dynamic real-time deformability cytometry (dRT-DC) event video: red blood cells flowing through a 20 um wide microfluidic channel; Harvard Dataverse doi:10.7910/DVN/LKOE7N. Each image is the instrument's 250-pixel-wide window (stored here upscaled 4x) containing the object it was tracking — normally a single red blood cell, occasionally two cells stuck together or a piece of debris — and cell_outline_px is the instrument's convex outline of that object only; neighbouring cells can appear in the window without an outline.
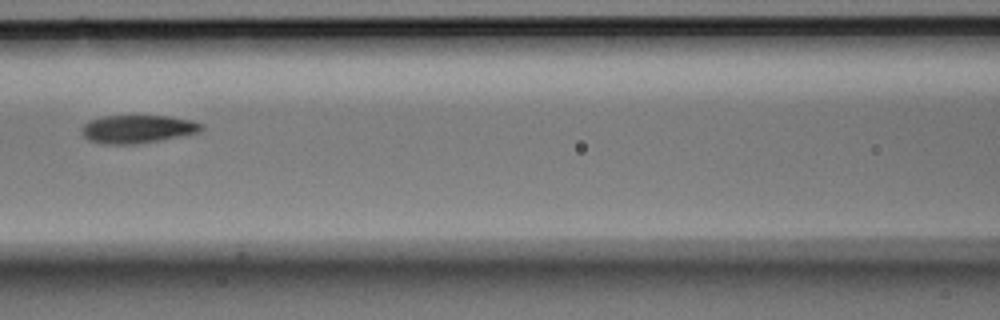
{"species": "Egyptian fruit bat (a non-hibernating species)", "species_latin": "Rousettus aegyptiacus", "temperature_condition": "room temperature", "stored_images_in_passage": 9, "camera_frame_rate_fps": 3000, "um_per_image_px": 0.085, "animal": {"sex": "male"}, "frame": {"image": 1, "passage_image": 6, "time_ms": 1.667, "image_size_px": [1000, 320], "cell_outline_px": [[204, 128], [200, 132], [160, 140], [132, 144], [104, 144], [88, 140], [80, 132], [80, 128], [84, 124], [92, 120], [104, 116], [168, 116], [192, 120], [204, 124]], "centroid_in_image_um": [11.7, 10.97], "position_along_channel_um": 154.9, "area_um2": 19.59}}
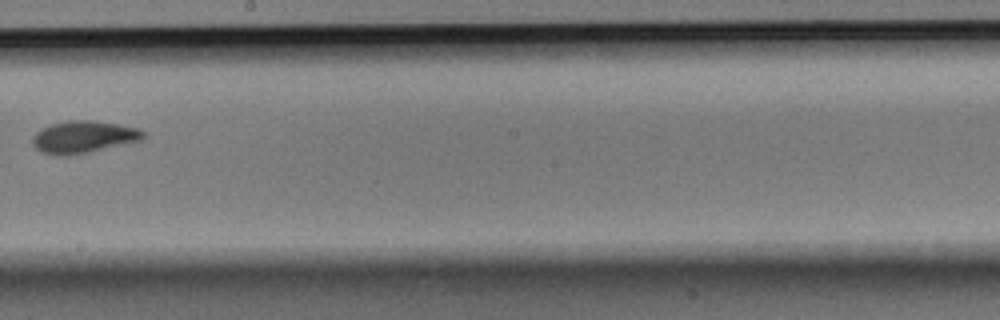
{"frame": {"image": 2, "passage_image": 8, "time_ms": 2.333, "image_size_px": [1000, 320], "cell_outline_px": [[144, 136], [140, 140], [88, 152], [68, 156], [56, 156], [40, 152], [32, 144], [32, 136], [36, 132], [52, 124], [68, 120], [92, 120], [116, 124], [136, 128], [144, 132]], "centroid_in_image_um": [7.03, 11.65], "position_along_channel_um": 241.2, "area_um2": 20.52}}
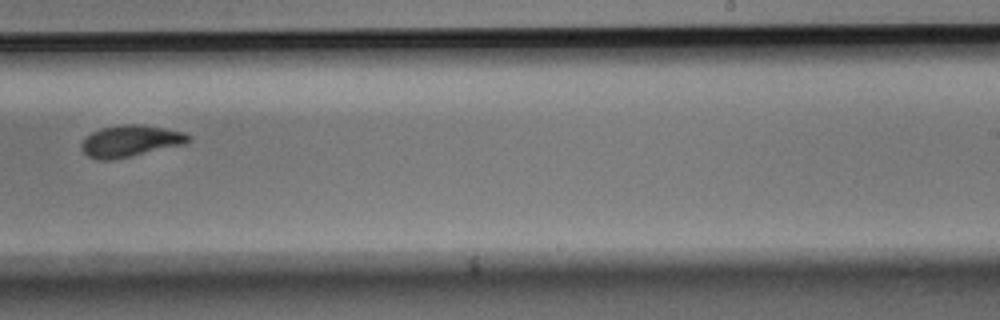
{"frame": {"image": 3, "passage_image": 9, "time_ms": 2.667, "image_size_px": [1000, 320], "cell_outline_px": [[192, 140], [184, 144], [112, 160], [96, 160], [88, 156], [80, 148], [80, 144], [92, 132], [100, 128], [120, 124], [144, 124], [184, 132], [192, 136]], "centroid_in_image_um": [11.08, 11.97], "position_along_channel_um": 277.9, "area_um2": 19.77}}